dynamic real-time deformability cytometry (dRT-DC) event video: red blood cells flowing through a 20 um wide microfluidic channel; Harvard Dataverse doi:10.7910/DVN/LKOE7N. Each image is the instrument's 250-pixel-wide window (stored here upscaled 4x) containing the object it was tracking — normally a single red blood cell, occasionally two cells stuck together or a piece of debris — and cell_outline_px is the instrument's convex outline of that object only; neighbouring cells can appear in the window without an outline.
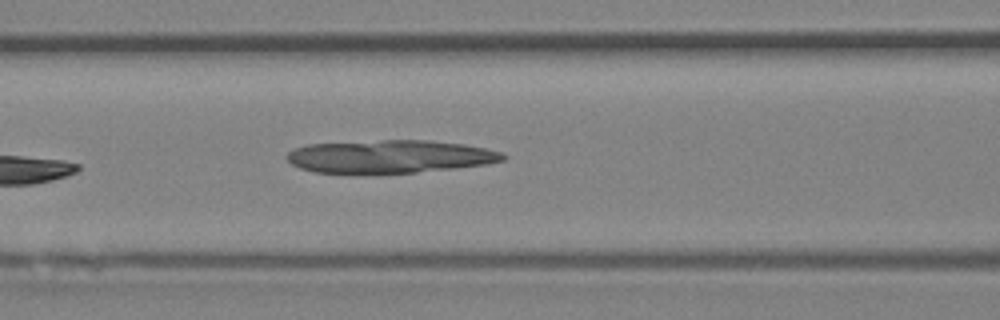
{"species": "Egyptian fruit bat (a non-hibernating species)", "species_latin": "Rousettus aegyptiacus", "temperature_condition": "room temperature", "stored_images_in_passage": 4, "camera_frame_rate_fps": 3000, "um_per_image_px": 0.085, "animal": {"sex": "female"}, "frame": {"image": 1, "passage_image": 4, "time_ms": 1.0, "image_size_px": [1000, 320], "cell_outline_px": [[508, 156], [504, 160], [484, 164], [452, 168], [416, 172], [316, 172], [300, 168], [292, 164], [284, 156], [288, 152], [296, 148], [308, 144], [380, 140], [428, 140], [464, 144], [484, 148], [500, 152]], "centroid_in_image_um": [33.12, 13.28], "position_along_channel_um": 133.5, "area_um2": 40.86}}